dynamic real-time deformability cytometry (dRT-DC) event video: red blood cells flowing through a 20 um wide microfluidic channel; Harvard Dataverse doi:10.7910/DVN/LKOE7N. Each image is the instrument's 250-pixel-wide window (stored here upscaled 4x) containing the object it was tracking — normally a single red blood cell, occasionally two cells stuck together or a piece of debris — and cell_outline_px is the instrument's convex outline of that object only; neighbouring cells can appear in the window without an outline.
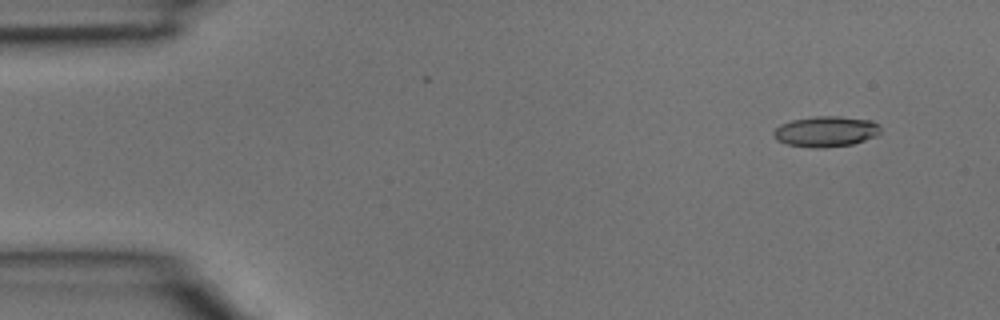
{"species": "common noctule bat (a hibernating species)", "species_latin": "Nyctalus noctula", "temperature_condition": "room temperature", "stored_images_in_passage": 2, "camera_frame_rate_fps": 3000, "um_per_image_px": 0.085, "animal": {"sex": "male", "body_mass_g": 15.6}, "frame": {"image": 1, "passage_image": 2, "time_ms": 0.333, "image_size_px": [1000, 320], "cell_outline_px": [[880, 132], [876, 136], [852, 144], [824, 148], [816, 148], [788, 144], [776, 140], [772, 136], [772, 132], [780, 124], [792, 120], [816, 116], [840, 116], [872, 120], [880, 128]], "centroid_in_image_um": [70.17, 11.17], "position_along_channel_um": 14.8, "area_um2": 19.07}}